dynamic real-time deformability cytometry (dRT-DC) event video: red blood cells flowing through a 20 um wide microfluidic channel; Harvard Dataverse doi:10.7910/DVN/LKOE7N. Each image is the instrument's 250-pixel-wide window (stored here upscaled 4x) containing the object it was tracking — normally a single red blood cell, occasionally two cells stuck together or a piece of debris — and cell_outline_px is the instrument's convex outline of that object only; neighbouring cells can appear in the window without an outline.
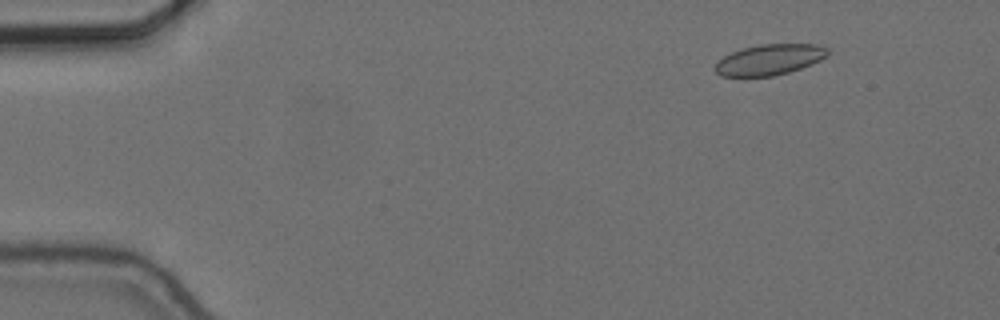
{"species": "common noctule bat (a hibernating species)", "species_latin": "Nyctalus noctula", "temperature_condition": "cold", "stored_images_in_passage": 57, "camera_frame_rate_fps": 3000, "um_per_image_px": 0.085, "animal": {"sex": "female", "body_mass_g": 24.6, "forearm_length_mm": 56.2}, "frame": {"image": 1, "passage_image": 7, "time_ms": 2.0, "image_size_px": [1000, 320], "cell_outline_px": [[828, 56], [812, 64], [788, 72], [772, 76], [720, 76], [712, 68], [716, 60], [732, 52], [744, 48], [760, 44], [816, 44], [828, 48]], "centroid_in_image_um": [65.37, 5.07], "position_along_channel_um": 19.6, "area_um2": 20.23}}
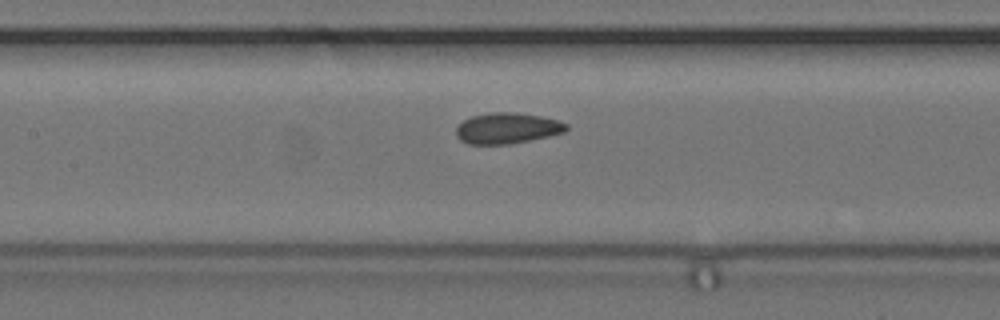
{"frame": {"image": 2, "passage_image": 27, "time_ms": 8.667, "image_size_px": [1000, 320], "cell_outline_px": [[568, 128], [564, 132], [548, 136], [508, 144], [468, 144], [460, 140], [456, 136], [456, 128], [464, 120], [472, 116], [488, 112], [516, 112], [540, 116], [556, 120], [568, 124]], "centroid_in_image_um": [43.08, 10.89], "position_along_channel_um": 164.3, "area_um2": 19.71}}
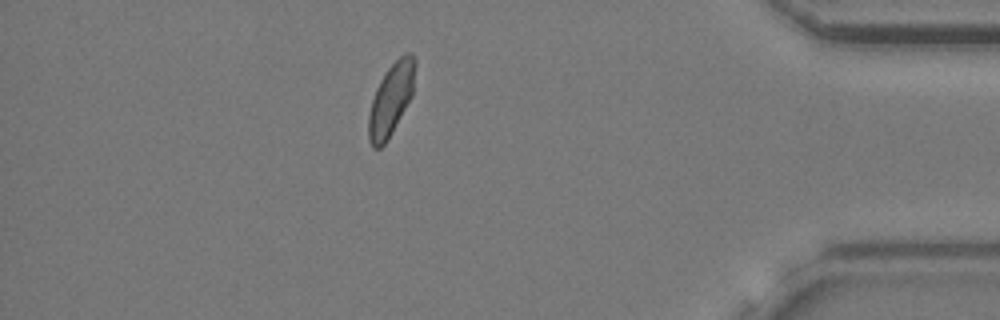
{"frame": {"image": 3, "passage_image": 50, "time_ms": 16.333, "image_size_px": [1000, 320], "cell_outline_px": [[416, 64], [412, 96], [388, 140], [380, 148], [372, 148], [368, 140], [368, 116], [372, 100], [376, 88], [380, 80], [388, 68], [404, 52], [412, 52], [416, 60]], "centroid_in_image_um": [33.24, 8.44], "position_along_channel_um": 402.0, "area_um2": 19.71}, "authors_computed_cell_mechanics": {"area_um2": 20.1144, "velocity_mm_per_s": 3.6347, "shape_relaxation_time_tau1_ms": null, "shape_relaxation_time_tau2_ms": 1.4791, "deformation_change_tau1": null, "deformation_change_tau2": 0.0644}}